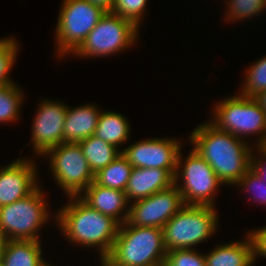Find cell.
<instances>
[{
    "label": "cell",
    "mask_w": 266,
    "mask_h": 266,
    "mask_svg": "<svg viewBox=\"0 0 266 266\" xmlns=\"http://www.w3.org/2000/svg\"><path fill=\"white\" fill-rule=\"evenodd\" d=\"M22 94L15 83L0 87V123L18 120Z\"/></svg>",
    "instance_id": "obj_23"
},
{
    "label": "cell",
    "mask_w": 266,
    "mask_h": 266,
    "mask_svg": "<svg viewBox=\"0 0 266 266\" xmlns=\"http://www.w3.org/2000/svg\"><path fill=\"white\" fill-rule=\"evenodd\" d=\"M260 147L266 152V139Z\"/></svg>",
    "instance_id": "obj_35"
},
{
    "label": "cell",
    "mask_w": 266,
    "mask_h": 266,
    "mask_svg": "<svg viewBox=\"0 0 266 266\" xmlns=\"http://www.w3.org/2000/svg\"><path fill=\"white\" fill-rule=\"evenodd\" d=\"M213 118L209 121L217 129L243 139V136L261 134L257 147L266 139V112L251 97L232 96L215 105Z\"/></svg>",
    "instance_id": "obj_5"
},
{
    "label": "cell",
    "mask_w": 266,
    "mask_h": 266,
    "mask_svg": "<svg viewBox=\"0 0 266 266\" xmlns=\"http://www.w3.org/2000/svg\"><path fill=\"white\" fill-rule=\"evenodd\" d=\"M248 233L253 245V261L258 255L266 257V227Z\"/></svg>",
    "instance_id": "obj_30"
},
{
    "label": "cell",
    "mask_w": 266,
    "mask_h": 266,
    "mask_svg": "<svg viewBox=\"0 0 266 266\" xmlns=\"http://www.w3.org/2000/svg\"><path fill=\"white\" fill-rule=\"evenodd\" d=\"M18 54V44L12 37L0 39V87L13 84L9 72Z\"/></svg>",
    "instance_id": "obj_26"
},
{
    "label": "cell",
    "mask_w": 266,
    "mask_h": 266,
    "mask_svg": "<svg viewBox=\"0 0 266 266\" xmlns=\"http://www.w3.org/2000/svg\"><path fill=\"white\" fill-rule=\"evenodd\" d=\"M245 77L240 95L255 98L266 90V56L252 64Z\"/></svg>",
    "instance_id": "obj_24"
},
{
    "label": "cell",
    "mask_w": 266,
    "mask_h": 266,
    "mask_svg": "<svg viewBox=\"0 0 266 266\" xmlns=\"http://www.w3.org/2000/svg\"><path fill=\"white\" fill-rule=\"evenodd\" d=\"M83 192L79 197L90 207L110 216L120 225L127 221L129 216L128 206H130L128 203L130 202L126 198L125 191L99 186L93 182ZM126 207L128 208L126 209Z\"/></svg>",
    "instance_id": "obj_15"
},
{
    "label": "cell",
    "mask_w": 266,
    "mask_h": 266,
    "mask_svg": "<svg viewBox=\"0 0 266 266\" xmlns=\"http://www.w3.org/2000/svg\"><path fill=\"white\" fill-rule=\"evenodd\" d=\"M100 114L101 110L90 104L74 109L67 106L63 126V143H78L94 135Z\"/></svg>",
    "instance_id": "obj_17"
},
{
    "label": "cell",
    "mask_w": 266,
    "mask_h": 266,
    "mask_svg": "<svg viewBox=\"0 0 266 266\" xmlns=\"http://www.w3.org/2000/svg\"><path fill=\"white\" fill-rule=\"evenodd\" d=\"M182 161L184 162L182 163ZM179 180L184 184L181 185ZM174 183L181 193L184 205L210 207H215L214 195L219 185L223 184L209 163L194 149L191 150L185 160L182 159L180 150Z\"/></svg>",
    "instance_id": "obj_7"
},
{
    "label": "cell",
    "mask_w": 266,
    "mask_h": 266,
    "mask_svg": "<svg viewBox=\"0 0 266 266\" xmlns=\"http://www.w3.org/2000/svg\"><path fill=\"white\" fill-rule=\"evenodd\" d=\"M105 12H112L115 0H87Z\"/></svg>",
    "instance_id": "obj_32"
},
{
    "label": "cell",
    "mask_w": 266,
    "mask_h": 266,
    "mask_svg": "<svg viewBox=\"0 0 266 266\" xmlns=\"http://www.w3.org/2000/svg\"><path fill=\"white\" fill-rule=\"evenodd\" d=\"M0 266H5L4 263H3L2 261L0 262Z\"/></svg>",
    "instance_id": "obj_36"
},
{
    "label": "cell",
    "mask_w": 266,
    "mask_h": 266,
    "mask_svg": "<svg viewBox=\"0 0 266 266\" xmlns=\"http://www.w3.org/2000/svg\"><path fill=\"white\" fill-rule=\"evenodd\" d=\"M183 206L181 193L174 183L145 199L133 201L127 222L133 226L162 229Z\"/></svg>",
    "instance_id": "obj_11"
},
{
    "label": "cell",
    "mask_w": 266,
    "mask_h": 266,
    "mask_svg": "<svg viewBox=\"0 0 266 266\" xmlns=\"http://www.w3.org/2000/svg\"><path fill=\"white\" fill-rule=\"evenodd\" d=\"M94 135L119 149L129 139L130 125L120 113L102 111Z\"/></svg>",
    "instance_id": "obj_20"
},
{
    "label": "cell",
    "mask_w": 266,
    "mask_h": 266,
    "mask_svg": "<svg viewBox=\"0 0 266 266\" xmlns=\"http://www.w3.org/2000/svg\"><path fill=\"white\" fill-rule=\"evenodd\" d=\"M56 25L58 56L73 53L106 13L87 0H63Z\"/></svg>",
    "instance_id": "obj_9"
},
{
    "label": "cell",
    "mask_w": 266,
    "mask_h": 266,
    "mask_svg": "<svg viewBox=\"0 0 266 266\" xmlns=\"http://www.w3.org/2000/svg\"><path fill=\"white\" fill-rule=\"evenodd\" d=\"M180 144L175 138H152L137 141L121 152L133 167L161 168L175 177Z\"/></svg>",
    "instance_id": "obj_12"
},
{
    "label": "cell",
    "mask_w": 266,
    "mask_h": 266,
    "mask_svg": "<svg viewBox=\"0 0 266 266\" xmlns=\"http://www.w3.org/2000/svg\"><path fill=\"white\" fill-rule=\"evenodd\" d=\"M78 143L91 171L94 174L102 168L108 166L122 153L117 147L103 141L95 135H92Z\"/></svg>",
    "instance_id": "obj_21"
},
{
    "label": "cell",
    "mask_w": 266,
    "mask_h": 266,
    "mask_svg": "<svg viewBox=\"0 0 266 266\" xmlns=\"http://www.w3.org/2000/svg\"><path fill=\"white\" fill-rule=\"evenodd\" d=\"M68 198L70 202L55 214L58 226L69 242L98 246L102 262L113 247L120 224L90 207L79 196Z\"/></svg>",
    "instance_id": "obj_2"
},
{
    "label": "cell",
    "mask_w": 266,
    "mask_h": 266,
    "mask_svg": "<svg viewBox=\"0 0 266 266\" xmlns=\"http://www.w3.org/2000/svg\"><path fill=\"white\" fill-rule=\"evenodd\" d=\"M255 99L260 103L262 109L266 112V90L257 95Z\"/></svg>",
    "instance_id": "obj_33"
},
{
    "label": "cell",
    "mask_w": 266,
    "mask_h": 266,
    "mask_svg": "<svg viewBox=\"0 0 266 266\" xmlns=\"http://www.w3.org/2000/svg\"><path fill=\"white\" fill-rule=\"evenodd\" d=\"M38 186L27 197L0 207V231L7 240H37L49 219L47 201Z\"/></svg>",
    "instance_id": "obj_6"
},
{
    "label": "cell",
    "mask_w": 266,
    "mask_h": 266,
    "mask_svg": "<svg viewBox=\"0 0 266 266\" xmlns=\"http://www.w3.org/2000/svg\"><path fill=\"white\" fill-rule=\"evenodd\" d=\"M256 150H258L257 154L260 155V157L257 159L255 158V153H252L251 168L266 183V152L261 147L256 148Z\"/></svg>",
    "instance_id": "obj_31"
},
{
    "label": "cell",
    "mask_w": 266,
    "mask_h": 266,
    "mask_svg": "<svg viewBox=\"0 0 266 266\" xmlns=\"http://www.w3.org/2000/svg\"><path fill=\"white\" fill-rule=\"evenodd\" d=\"M246 240L220 245L204 255L206 266H251L253 245L247 235Z\"/></svg>",
    "instance_id": "obj_18"
},
{
    "label": "cell",
    "mask_w": 266,
    "mask_h": 266,
    "mask_svg": "<svg viewBox=\"0 0 266 266\" xmlns=\"http://www.w3.org/2000/svg\"><path fill=\"white\" fill-rule=\"evenodd\" d=\"M215 207L184 205L163 227V241L167 251L194 249L217 229Z\"/></svg>",
    "instance_id": "obj_4"
},
{
    "label": "cell",
    "mask_w": 266,
    "mask_h": 266,
    "mask_svg": "<svg viewBox=\"0 0 266 266\" xmlns=\"http://www.w3.org/2000/svg\"><path fill=\"white\" fill-rule=\"evenodd\" d=\"M167 250L160 228L119 226L117 237L102 266H164Z\"/></svg>",
    "instance_id": "obj_3"
},
{
    "label": "cell",
    "mask_w": 266,
    "mask_h": 266,
    "mask_svg": "<svg viewBox=\"0 0 266 266\" xmlns=\"http://www.w3.org/2000/svg\"><path fill=\"white\" fill-rule=\"evenodd\" d=\"M241 186L246 192H252L255 198L261 204H266V183L250 168L245 175L235 184Z\"/></svg>",
    "instance_id": "obj_29"
},
{
    "label": "cell",
    "mask_w": 266,
    "mask_h": 266,
    "mask_svg": "<svg viewBox=\"0 0 266 266\" xmlns=\"http://www.w3.org/2000/svg\"><path fill=\"white\" fill-rule=\"evenodd\" d=\"M44 155L50 158L51 173L67 196H79L94 182L79 143H61Z\"/></svg>",
    "instance_id": "obj_10"
},
{
    "label": "cell",
    "mask_w": 266,
    "mask_h": 266,
    "mask_svg": "<svg viewBox=\"0 0 266 266\" xmlns=\"http://www.w3.org/2000/svg\"><path fill=\"white\" fill-rule=\"evenodd\" d=\"M6 242H7L6 237L0 231V262L2 261L3 251H4V247H5Z\"/></svg>",
    "instance_id": "obj_34"
},
{
    "label": "cell",
    "mask_w": 266,
    "mask_h": 266,
    "mask_svg": "<svg viewBox=\"0 0 266 266\" xmlns=\"http://www.w3.org/2000/svg\"><path fill=\"white\" fill-rule=\"evenodd\" d=\"M133 166L121 153L108 166L94 174V182L99 186L125 191Z\"/></svg>",
    "instance_id": "obj_22"
},
{
    "label": "cell",
    "mask_w": 266,
    "mask_h": 266,
    "mask_svg": "<svg viewBox=\"0 0 266 266\" xmlns=\"http://www.w3.org/2000/svg\"><path fill=\"white\" fill-rule=\"evenodd\" d=\"M164 266H206L204 254L193 249L167 251Z\"/></svg>",
    "instance_id": "obj_28"
},
{
    "label": "cell",
    "mask_w": 266,
    "mask_h": 266,
    "mask_svg": "<svg viewBox=\"0 0 266 266\" xmlns=\"http://www.w3.org/2000/svg\"><path fill=\"white\" fill-rule=\"evenodd\" d=\"M41 241L7 240L2 262L5 266H48L42 257Z\"/></svg>",
    "instance_id": "obj_19"
},
{
    "label": "cell",
    "mask_w": 266,
    "mask_h": 266,
    "mask_svg": "<svg viewBox=\"0 0 266 266\" xmlns=\"http://www.w3.org/2000/svg\"><path fill=\"white\" fill-rule=\"evenodd\" d=\"M229 132L217 129L209 121L192 131L189 143L204 158L223 184L235 185L251 168L253 150Z\"/></svg>",
    "instance_id": "obj_1"
},
{
    "label": "cell",
    "mask_w": 266,
    "mask_h": 266,
    "mask_svg": "<svg viewBox=\"0 0 266 266\" xmlns=\"http://www.w3.org/2000/svg\"><path fill=\"white\" fill-rule=\"evenodd\" d=\"M36 169L32 160L24 158L0 169V207L27 197L39 186Z\"/></svg>",
    "instance_id": "obj_14"
},
{
    "label": "cell",
    "mask_w": 266,
    "mask_h": 266,
    "mask_svg": "<svg viewBox=\"0 0 266 266\" xmlns=\"http://www.w3.org/2000/svg\"><path fill=\"white\" fill-rule=\"evenodd\" d=\"M173 184L174 177L165 169L133 167L125 188L126 198L132 202L145 199Z\"/></svg>",
    "instance_id": "obj_16"
},
{
    "label": "cell",
    "mask_w": 266,
    "mask_h": 266,
    "mask_svg": "<svg viewBox=\"0 0 266 266\" xmlns=\"http://www.w3.org/2000/svg\"><path fill=\"white\" fill-rule=\"evenodd\" d=\"M138 29L129 20L106 12L72 54L89 58L113 55L137 42Z\"/></svg>",
    "instance_id": "obj_8"
},
{
    "label": "cell",
    "mask_w": 266,
    "mask_h": 266,
    "mask_svg": "<svg viewBox=\"0 0 266 266\" xmlns=\"http://www.w3.org/2000/svg\"><path fill=\"white\" fill-rule=\"evenodd\" d=\"M226 20H245L260 14L266 8V0H227Z\"/></svg>",
    "instance_id": "obj_25"
},
{
    "label": "cell",
    "mask_w": 266,
    "mask_h": 266,
    "mask_svg": "<svg viewBox=\"0 0 266 266\" xmlns=\"http://www.w3.org/2000/svg\"><path fill=\"white\" fill-rule=\"evenodd\" d=\"M38 105L31 130V141L35 154L44 156L47 151L63 143L67 106L51 100L41 101Z\"/></svg>",
    "instance_id": "obj_13"
},
{
    "label": "cell",
    "mask_w": 266,
    "mask_h": 266,
    "mask_svg": "<svg viewBox=\"0 0 266 266\" xmlns=\"http://www.w3.org/2000/svg\"><path fill=\"white\" fill-rule=\"evenodd\" d=\"M146 5L147 0H115L112 13L129 20L139 28Z\"/></svg>",
    "instance_id": "obj_27"
}]
</instances>
